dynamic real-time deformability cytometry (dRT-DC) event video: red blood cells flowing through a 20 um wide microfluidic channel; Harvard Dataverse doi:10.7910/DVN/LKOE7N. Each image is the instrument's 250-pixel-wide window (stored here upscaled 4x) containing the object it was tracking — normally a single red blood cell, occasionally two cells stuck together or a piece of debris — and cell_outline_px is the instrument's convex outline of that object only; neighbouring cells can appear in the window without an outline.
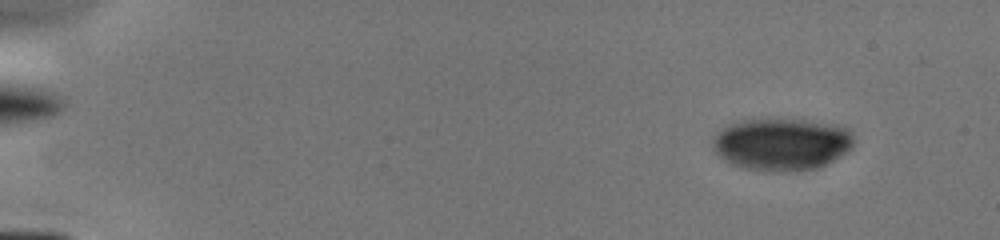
{"species": "human", "species_latin": "Homo sapiens", "temperature_condition": "cold", "stored_images_in_passage": 3, "camera_frame_rate_fps": 3000, "um_per_image_px": 0.085, "donor": {"sex": "male"}, "frame": {"image": 1, "passage_image": 1, "time_ms": 0.0, "image_size_px": [1000, 240], "cell_outline_px": [[856, 140], [852, 148], [848, 152], [816, 168], [740, 168], [724, 160], [712, 148], [712, 136], [720, 128], [736, 120], [752, 116], [804, 120], [840, 124], [848, 128], [852, 132]], "centroid_in_image_um": [66.41, 12.14], "position_along_channel_um": 18.6, "area_um2": 43.41}}
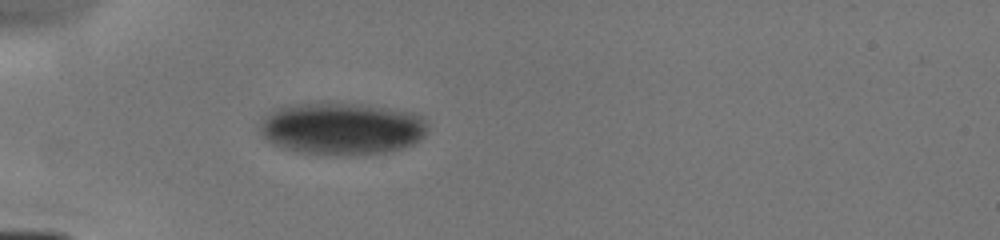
{"frame": {"image": 2, "passage_image": 3, "time_ms": 3.667, "image_size_px": [1000, 240], "cell_outline_px": [[428, 128], [424, 136], [420, 140], [404, 148], [388, 152], [300, 152], [284, 148], [268, 140], [260, 132], [260, 124], [264, 116], [272, 108], [292, 104], [328, 100], [368, 104], [412, 112], [424, 116], [428, 124]], "centroid_in_image_um": [29.08, 10.83], "position_along_channel_um": 55.9, "area_um2": 51.33}}